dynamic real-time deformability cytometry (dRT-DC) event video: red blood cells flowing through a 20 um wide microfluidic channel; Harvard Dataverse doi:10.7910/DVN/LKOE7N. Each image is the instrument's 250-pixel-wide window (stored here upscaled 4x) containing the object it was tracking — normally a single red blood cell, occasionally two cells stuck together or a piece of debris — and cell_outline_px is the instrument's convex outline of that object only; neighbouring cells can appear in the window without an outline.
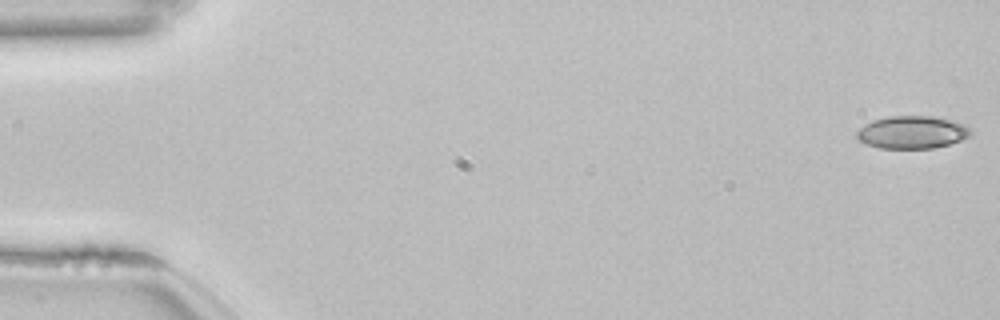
{"species": "common noctule bat (a hibernating species)", "species_latin": "Nyctalus noctula", "temperature_condition": "room temperature", "stored_images_in_passage": 54, "camera_frame_rate_fps": 3000, "um_per_image_px": 0.085, "animal": {"sex": "female", "body_mass_g": 22.7, "forearm_length_mm": 54.2}, "frame": {"image": 1, "passage_image": 1, "time_ms": 0.0, "image_size_px": [1000, 320], "cell_outline_px": [[972, 132], [968, 136], [960, 140], [948, 144], [932, 148], [880, 148], [856, 140], [856, 132], [864, 124], [872, 120], [888, 116], [932, 116], [964, 124], [972, 128]], "centroid_in_image_um": [77.49, 11.24], "position_along_channel_um": 7.5, "area_um2": 21.62}}
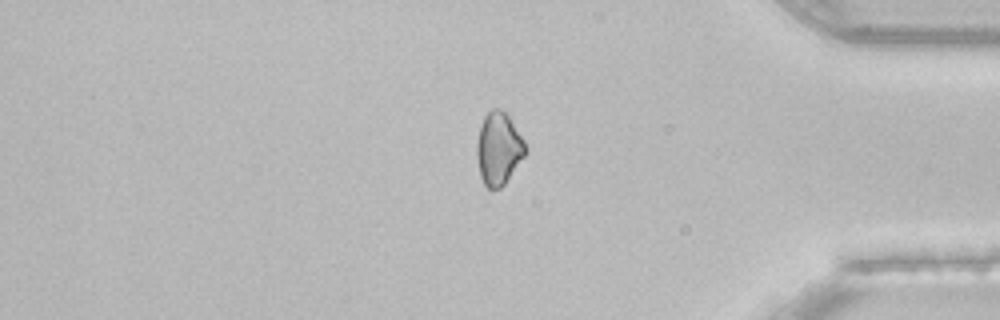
{"frame": {"image": 2, "passage_image": 45, "time_ms": 14.667, "image_size_px": [1000, 320], "cell_outline_px": [[528, 148], [524, 156], [504, 184], [500, 188], [488, 188], [484, 184], [480, 176], [476, 156], [476, 144], [480, 128], [484, 116], [492, 108], [500, 108], [508, 116], [524, 140]], "centroid_in_image_um": [42.37, 12.63], "position_along_channel_um": 392.8, "area_um2": 20.4}}
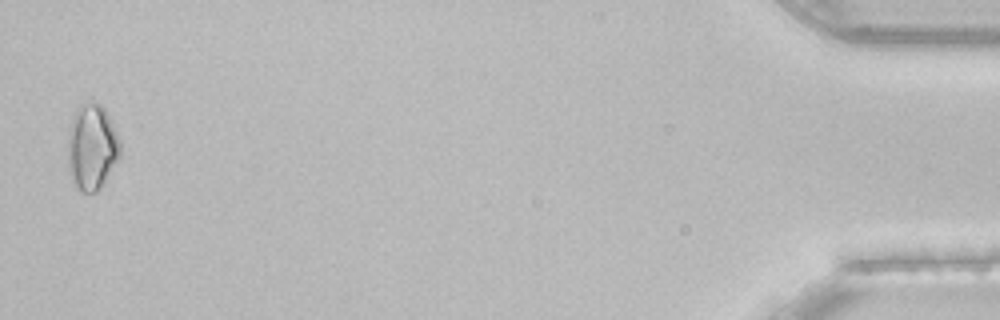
{"frame": {"image": 3, "passage_image": 53, "time_ms": 17.333, "image_size_px": [1000, 320], "cell_outline_px": [[120, 156], [104, 184], [96, 192], [80, 192], [72, 184], [68, 160], [68, 132], [76, 108], [84, 100], [100, 104], [104, 108], [120, 140]], "centroid_in_image_um": [7.8, 12.51], "position_along_channel_um": 427.4, "area_um2": 26.41}, "authors_computed_cell_mechanics": {"area_um2": 21.5594, "velocity_mm_per_s": 3.8559, "shape_relaxation_time_tau1_ms": null, "shape_relaxation_time_tau2_ms": 7.5245, "deformation_change_tau1": null, "deformation_change_tau2": 0.102}}